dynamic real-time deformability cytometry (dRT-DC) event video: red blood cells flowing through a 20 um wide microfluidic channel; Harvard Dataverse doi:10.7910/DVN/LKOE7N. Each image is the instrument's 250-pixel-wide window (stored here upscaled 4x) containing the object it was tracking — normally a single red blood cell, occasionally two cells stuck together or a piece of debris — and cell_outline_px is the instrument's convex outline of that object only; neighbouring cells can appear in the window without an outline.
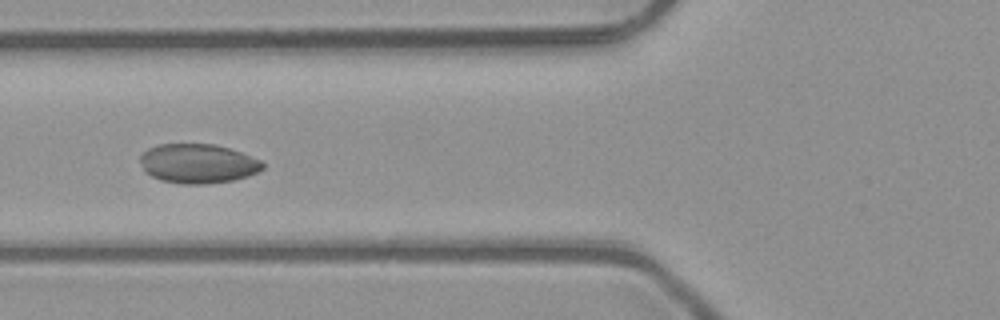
{"species": "common noctule bat (a hibernating species)", "species_latin": "Nyctalus noctula", "temperature_condition": "room temperature", "stored_images_in_passage": 5, "camera_frame_rate_fps": 3000, "um_per_image_px": 0.085, "animal": {"sex": "male", "body_mass_g": 23.1, "forearm_length_mm": 52.7}, "frame": {"image": 1, "passage_image": 5, "time_ms": 1.333, "image_size_px": [1000, 320], "cell_outline_px": [[264, 168], [248, 176], [232, 180], [204, 184], [180, 184], [160, 180], [144, 172], [140, 160], [140, 156], [148, 148], [160, 144], [212, 144], [228, 148], [240, 152], [260, 160], [264, 164]], "centroid_in_image_um": [16.79, 13.91], "position_along_channel_um": 109.0, "area_um2": 27.98}}